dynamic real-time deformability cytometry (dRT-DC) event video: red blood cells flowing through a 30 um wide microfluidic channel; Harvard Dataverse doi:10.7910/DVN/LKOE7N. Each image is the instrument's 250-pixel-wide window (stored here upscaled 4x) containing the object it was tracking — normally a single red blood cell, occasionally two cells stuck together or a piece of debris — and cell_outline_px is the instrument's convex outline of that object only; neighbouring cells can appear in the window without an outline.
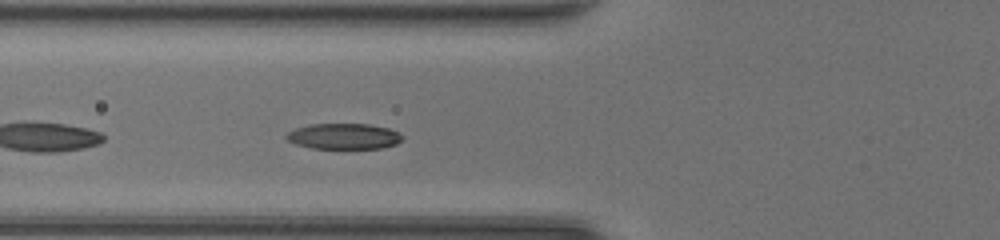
{"species": "common noctule bat (a hibernating species)", "species_latin": "Nyctalus noctula", "temperature_condition": "room temperature", "stored_images_in_passage": 31, "camera_frame_rate_fps": 3000, "um_per_image_px": 0.085, "animal": {"sex": "female", "body_mass_g": 20.0, "forearm_length_mm": 54.0}, "frame": {"image": 1, "passage_image": 5, "time_ms": 1.333, "image_size_px": [1000, 240], "cell_outline_px": [[404, 140], [396, 144], [384, 148], [312, 148], [296, 144], [288, 140], [284, 136], [288, 132], [296, 128], [312, 124], [368, 124], [388, 128], [404, 136]], "centroid_in_image_um": [29.25, 11.59], "position_along_channel_um": 96.6, "area_um2": 17.34}}
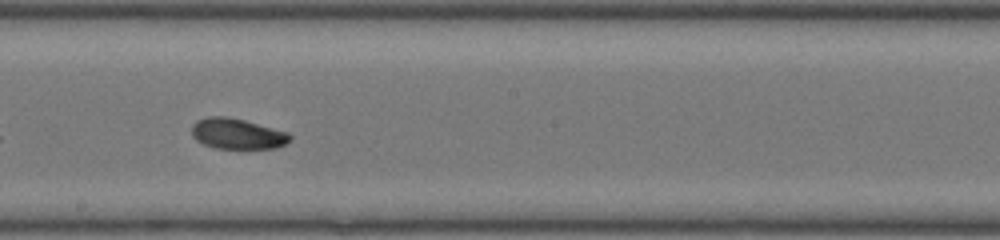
{"frame": {"image": 2, "passage_image": 14, "time_ms": 4.333, "image_size_px": [1000, 240], "cell_outline_px": [[292, 136], [284, 144], [276, 148], [216, 148], [204, 144], [196, 140], [192, 136], [192, 124], [196, 120], [208, 116], [228, 116], [244, 120], [288, 132]], "centroid_in_image_um": [20.13, 11.35], "position_along_channel_um": 228.1, "area_um2": 17.46}}
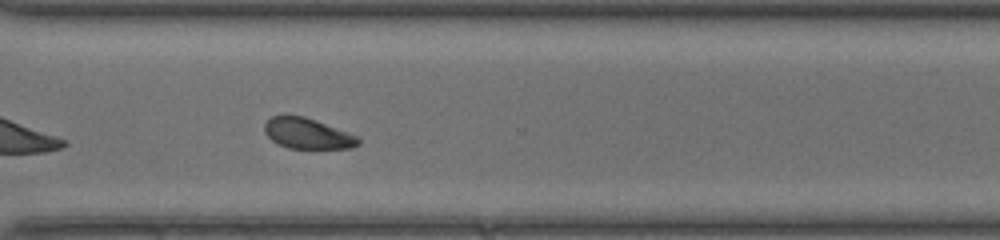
{"frame": {"image": 3, "passage_image": 22, "time_ms": 7.0, "image_size_px": [1000, 240], "cell_outline_px": [[360, 144], [352, 148], [288, 148], [272, 140], [264, 132], [264, 124], [272, 116], [304, 116], [316, 120], [360, 136]], "centroid_in_image_um": [26.19, 11.35], "position_along_channel_um": 344.4, "area_um2": 16.7}, "authors_computed_cell_mechanics": {"area_um2": 17.1666, "velocity_mm_per_s": 4.3805, "shape_relaxation_time_tau1_ms": 1.978, "shape_relaxation_time_tau2_ms": 3.2994, "deformation_change_tau1": 0.1063, "deformation_change_tau2": 0.0823}}